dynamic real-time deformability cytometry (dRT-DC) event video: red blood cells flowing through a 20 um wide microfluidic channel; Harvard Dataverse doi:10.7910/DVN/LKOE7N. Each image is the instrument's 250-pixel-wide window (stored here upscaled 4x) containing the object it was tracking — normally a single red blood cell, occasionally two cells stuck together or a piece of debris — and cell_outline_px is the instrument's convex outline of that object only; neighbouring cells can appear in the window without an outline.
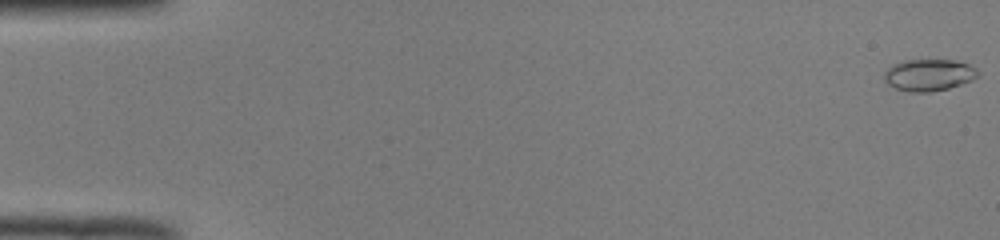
{"species": "common noctule bat (a hibernating species)", "species_latin": "Nyctalus noctula", "temperature_condition": "room temperature", "stored_images_in_passage": 52, "camera_frame_rate_fps": 3000, "um_per_image_px": 0.085, "animal": {"sex": "male", "body_mass_g": 19.0, "forearm_length_mm": 50.8}, "frame": {"image": 1, "passage_image": 1, "time_ms": 0.0, "image_size_px": [1000, 240], "cell_outline_px": [[980, 76], [972, 80], [948, 88], [928, 92], [912, 92], [896, 88], [888, 84], [884, 80], [884, 72], [892, 64], [904, 60], [956, 60], [968, 64], [976, 68], [980, 72]], "centroid_in_image_um": [78.97, 6.36], "position_along_channel_um": 6.0, "area_um2": 17.4}}
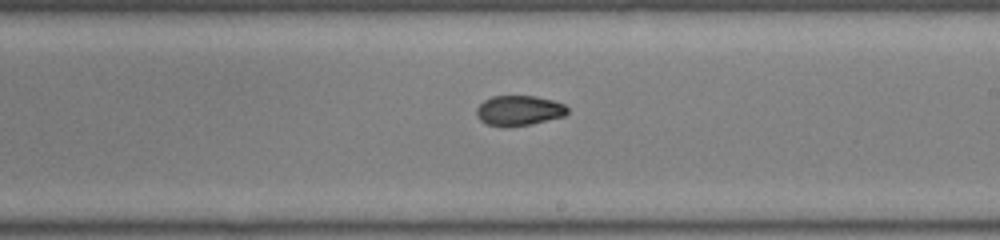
{"frame": {"image": 2, "passage_image": 31, "time_ms": 10.0, "image_size_px": [1000, 240], "cell_outline_px": [[568, 112], [564, 116], [532, 124], [504, 128], [484, 124], [476, 116], [476, 108], [484, 100], [492, 96], [536, 96], [552, 100], [564, 104], [568, 108]], "centroid_in_image_um": [44.08, 9.41], "position_along_channel_um": 244.9, "area_um2": 16.24}}
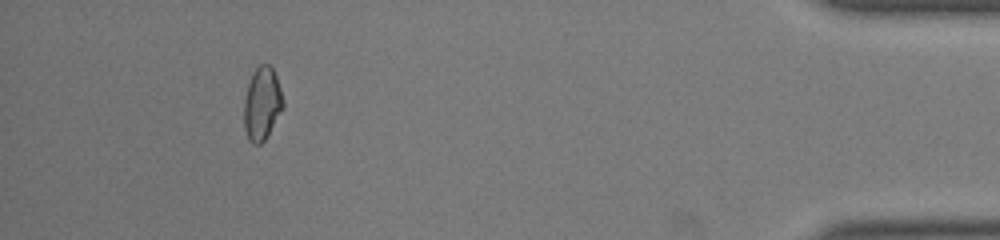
{"frame": {"image": 3, "passage_image": 48, "time_ms": 15.667, "image_size_px": [1000, 240], "cell_outline_px": [[284, 108], [264, 140], [260, 144], [252, 144], [248, 140], [244, 128], [244, 96], [252, 72], [260, 64], [268, 64], [272, 68], [276, 76], [280, 88], [284, 104]], "centroid_in_image_um": [22.26, 8.82], "position_along_channel_um": 412.9, "area_um2": 16.7}, "authors_computed_cell_mechanics": {"area_um2": 16.473, "velocity_mm_per_s": 4.0074, "shape_relaxation_time_tau1_ms": null, "shape_relaxation_time_tau2_ms": 1.9882, "deformation_change_tau1": null, "deformation_change_tau2": 0.0548}}